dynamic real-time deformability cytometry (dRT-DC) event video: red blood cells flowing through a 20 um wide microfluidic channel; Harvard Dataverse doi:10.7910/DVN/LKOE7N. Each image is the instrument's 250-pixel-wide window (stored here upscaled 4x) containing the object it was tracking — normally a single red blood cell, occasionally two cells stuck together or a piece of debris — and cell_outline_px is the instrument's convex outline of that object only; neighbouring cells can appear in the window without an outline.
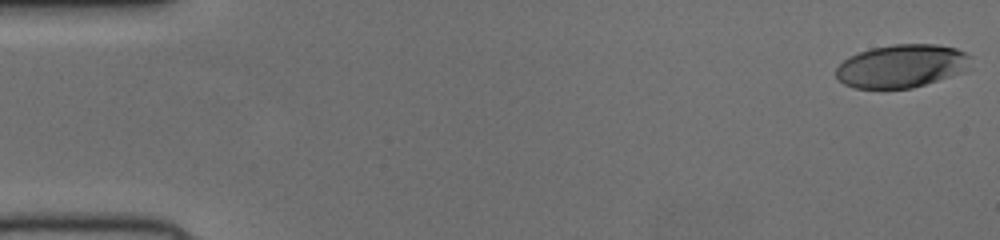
{"species": "human", "species_latin": "Homo sapiens", "temperature_condition": "cold", "stored_images_in_passage": 52, "camera_frame_rate_fps": 3000, "um_per_image_px": 0.085, "donor": {"sex": "female"}, "frame": {"image": 1, "passage_image": 1, "time_ms": 0.0, "image_size_px": [1000, 240], "cell_outline_px": [[972, 68], [912, 88], [852, 88], [844, 84], [836, 76], [836, 68], [848, 56], [872, 48], [892, 44], [936, 44], [956, 48], [964, 52], [968, 56]], "centroid_in_image_um": [76.62, 5.6], "position_along_channel_um": 8.4, "area_um2": 33.64}}
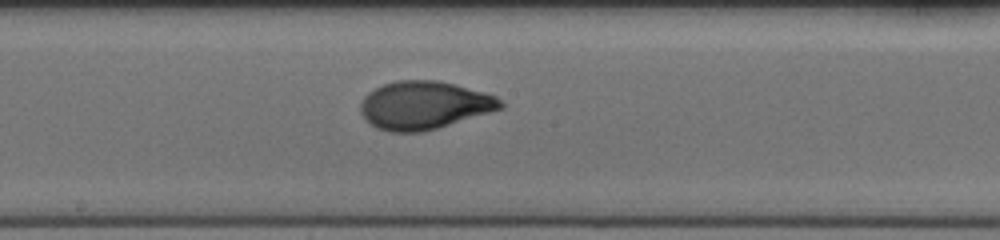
{"frame": {"image": 2, "passage_image": 28, "time_ms": 9.0, "image_size_px": [1000, 240], "cell_outline_px": [[504, 108], [424, 132], [388, 132], [376, 128], [364, 120], [360, 112], [360, 104], [364, 96], [368, 92], [384, 84], [396, 80], [436, 80], [456, 84], [484, 92], [496, 96], [504, 104]], "centroid_in_image_um": [36.03, 8.95], "position_along_channel_um": 212.2, "area_um2": 39.48}}
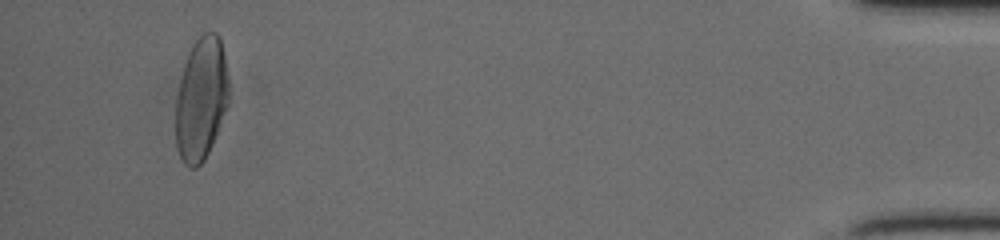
{"frame": {"image": 3, "passage_image": 49, "time_ms": 16.0, "image_size_px": [1000, 240], "cell_outline_px": [[228, 104], [212, 144], [204, 160], [196, 168], [192, 168], [184, 164], [176, 148], [176, 96], [184, 64], [188, 52], [192, 44], [200, 32], [216, 32], [220, 36], [224, 56], [228, 80]], "centroid_in_image_um": [17.09, 8.37], "position_along_channel_um": 418.1, "area_um2": 38.21}}